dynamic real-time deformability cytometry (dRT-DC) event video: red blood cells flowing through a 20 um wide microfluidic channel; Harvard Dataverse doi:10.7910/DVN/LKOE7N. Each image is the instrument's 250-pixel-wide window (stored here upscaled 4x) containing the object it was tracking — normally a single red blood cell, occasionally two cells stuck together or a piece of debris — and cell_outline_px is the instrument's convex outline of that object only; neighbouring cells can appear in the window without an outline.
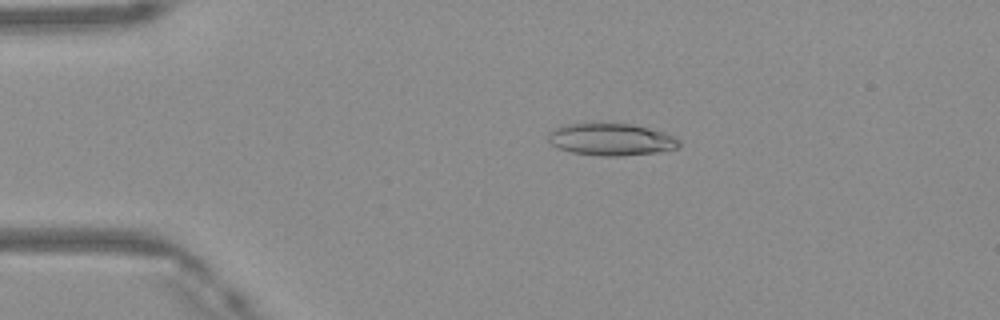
{"species": "Egyptian fruit bat (a non-hibernating species)", "species_latin": "Rousettus aegyptiacus", "temperature_condition": "warm", "stored_images_in_passage": 39, "camera_frame_rate_fps": 3000, "um_per_image_px": 0.085, "frame": {"image": 1, "passage_image": 1, "time_ms": 0.0, "image_size_px": [1000, 320], "cell_outline_px": [[680, 144], [676, 148], [660, 152], [624, 156], [600, 156], [572, 152], [560, 148], [552, 144], [548, 140], [548, 132], [556, 128], [572, 124], [632, 124], [664, 132], [676, 136], [680, 140]], "centroid_in_image_um": [52.0, 11.87], "position_along_channel_um": 33.0, "area_um2": 24.33}}
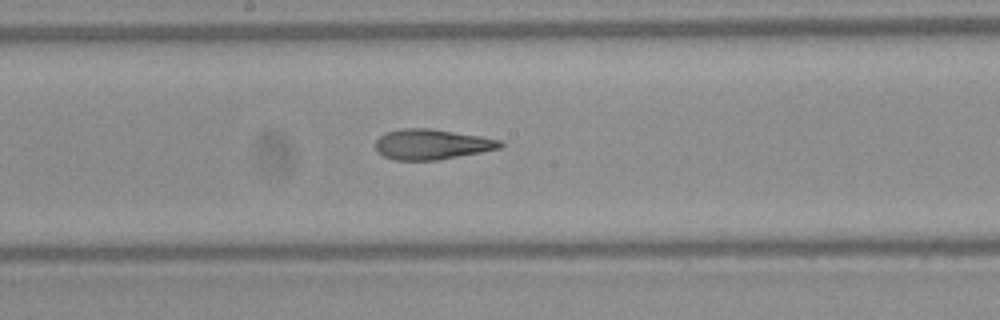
{"frame": {"image": 2, "passage_image": 17, "time_ms": 5.333, "image_size_px": [1000, 320], "cell_outline_px": [[504, 144], [500, 148], [480, 152], [436, 160], [396, 160], [384, 156], [376, 148], [376, 140], [384, 132], [400, 128], [428, 128], [480, 136], [500, 140]], "centroid_in_image_um": [36.67, 12.26], "position_along_channel_um": 211.5, "area_um2": 21.79}}
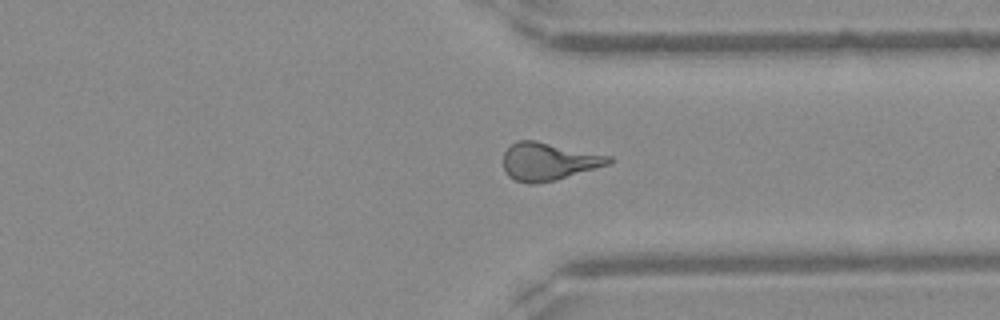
{"frame": {"image": 3, "passage_image": 28, "time_ms": 9.0, "image_size_px": [1000, 320], "cell_outline_px": [[612, 160], [608, 164], [596, 168], [556, 180], [536, 184], [528, 184], [516, 180], [508, 176], [504, 168], [504, 152], [516, 140], [536, 140], [612, 156]], "centroid_in_image_um": [46.61, 13.72], "position_along_channel_um": 364.8, "area_um2": 23.18}, "authors_computed_cell_mechanics": {"area_um2": 22.5998, "velocity_mm_per_s": 4.1837, "shape_relaxation_time_tau1_ms": null, "shape_relaxation_time_tau2_ms": 2.2974, "deformation_change_tau1": null, "deformation_change_tau2": 0.1206}}